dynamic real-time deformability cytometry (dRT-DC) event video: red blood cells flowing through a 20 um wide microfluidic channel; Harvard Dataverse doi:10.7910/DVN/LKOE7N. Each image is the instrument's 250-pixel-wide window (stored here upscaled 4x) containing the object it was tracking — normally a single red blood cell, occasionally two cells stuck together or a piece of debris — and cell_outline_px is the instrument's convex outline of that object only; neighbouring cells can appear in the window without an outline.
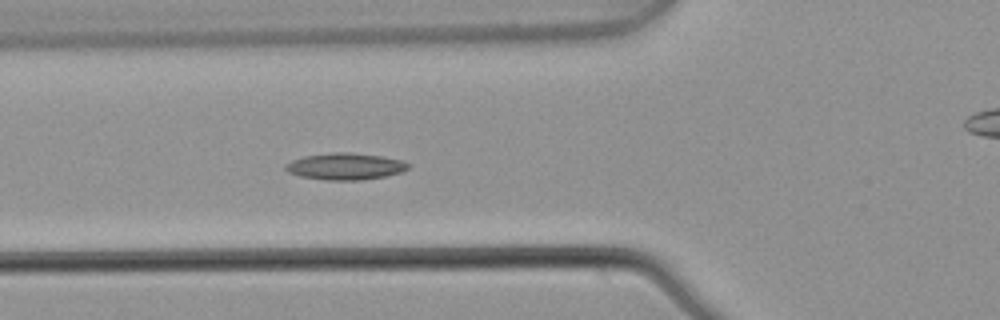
{"species": "common noctule bat (a hibernating species)", "species_latin": "Nyctalus noctula", "temperature_condition": "warm", "stored_images_in_passage": 6, "segment_of_instrument_passage": [1, 2], "camera_frame_rate_fps": 3000, "um_per_image_px": 0.085, "animal": {"sex": "male", "body_mass_g": 21.5, "forearm_length_mm": 52.0}, "frame": {"image": 1, "passage_image": 5, "time_ms": 1.333, "image_size_px": [1000, 320], "cell_outline_px": [[412, 164], [404, 172], [384, 176], [360, 180], [324, 180], [300, 176], [288, 172], [284, 168], [284, 164], [292, 160], [304, 156], [332, 152], [348, 152], [380, 156], [400, 160]], "centroid_in_image_um": [29.34, 14.14], "position_along_channel_um": 96.5, "area_um2": 19.13}}